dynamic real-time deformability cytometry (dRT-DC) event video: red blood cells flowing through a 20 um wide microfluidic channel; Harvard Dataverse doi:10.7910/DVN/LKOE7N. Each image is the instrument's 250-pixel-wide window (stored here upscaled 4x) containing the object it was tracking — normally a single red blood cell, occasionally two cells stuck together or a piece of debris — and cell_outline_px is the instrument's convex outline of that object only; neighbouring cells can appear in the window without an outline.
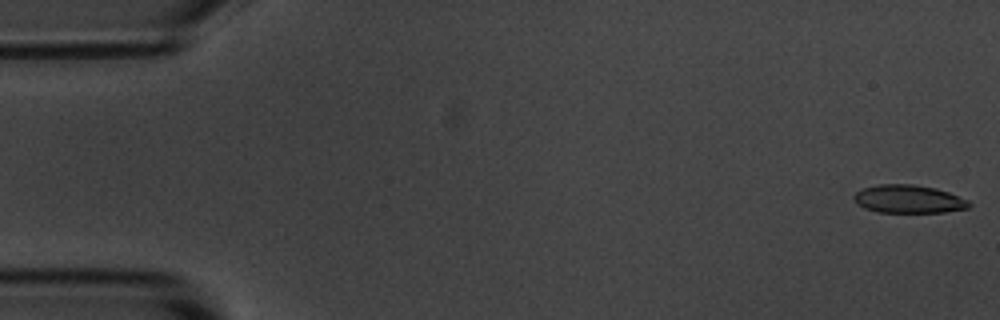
{"species": "common noctule bat (a hibernating species)", "species_latin": "Nyctalus noctula", "temperature_condition": "room temperature", "stored_images_in_passage": 55, "camera_frame_rate_fps": 3000, "um_per_image_px": 0.085, "animal": {"sex": "male", "body_mass_g": 20.1, "forearm_length_mm": 53.5}, "frame": {"image": 1, "passage_image": 1, "time_ms": 0.0, "image_size_px": [1000, 320], "cell_outline_px": [[972, 204], [968, 208], [944, 212], [876, 212], [864, 208], [856, 204], [852, 196], [856, 192], [864, 188], [876, 184], [912, 184], [936, 188], [948, 192], [968, 200]], "centroid_in_image_um": [77.2, 16.92], "position_along_channel_um": 7.8, "area_um2": 18.96}}
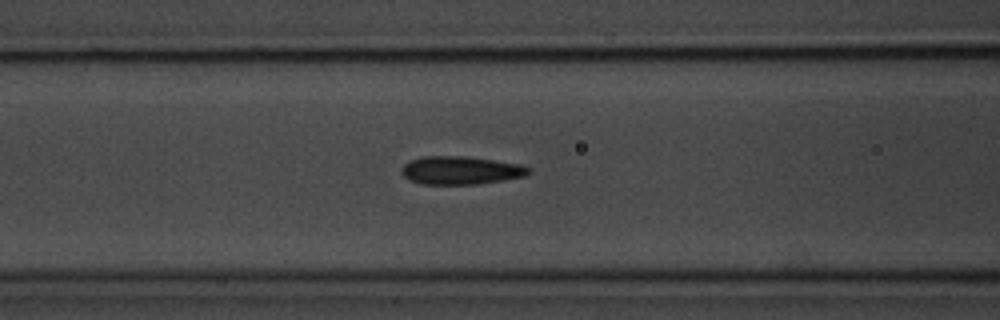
{"frame": {"image": 2, "passage_image": 22, "time_ms": 7.0, "image_size_px": [1000, 320], "cell_outline_px": [[532, 172], [524, 176], [504, 180], [476, 184], [420, 184], [408, 180], [400, 172], [400, 168], [408, 160], [424, 156], [464, 156], [520, 164], [532, 168]], "centroid_in_image_um": [39.12, 14.48], "position_along_channel_um": 127.5, "area_um2": 21.04}}
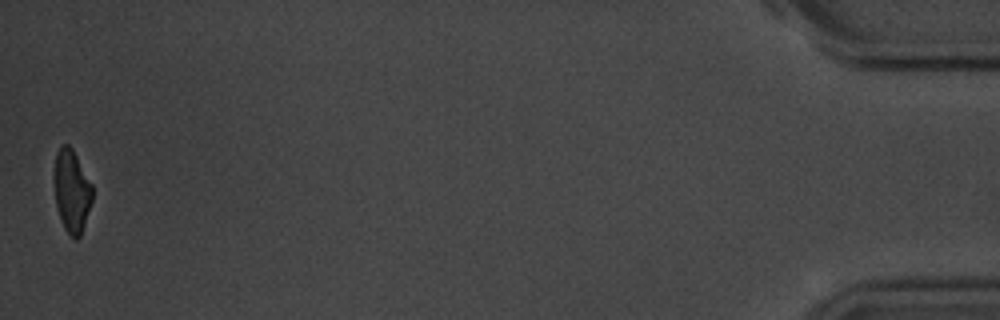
{"frame": {"image": 3, "passage_image": 55, "time_ms": 18.0, "image_size_px": [1000, 320], "cell_outline_px": [[92, 200], [80, 236], [76, 240], [64, 228], [60, 220], [56, 204], [56, 152], [60, 144], [68, 144], [72, 148], [92, 184]], "centroid_in_image_um": [6.12, 16.23], "position_along_channel_um": 429.1, "area_um2": 17.86}, "authors_computed_cell_mechanics": {"area_um2": 20.4612, "velocity_mm_per_s": 3.5989, "shape_relaxation_time_tau1_ms": 3.3082, "shape_relaxation_time_tau2_ms": 1.8575, "deformation_change_tau1": 0.1316, "deformation_change_tau2": 0.0985}}